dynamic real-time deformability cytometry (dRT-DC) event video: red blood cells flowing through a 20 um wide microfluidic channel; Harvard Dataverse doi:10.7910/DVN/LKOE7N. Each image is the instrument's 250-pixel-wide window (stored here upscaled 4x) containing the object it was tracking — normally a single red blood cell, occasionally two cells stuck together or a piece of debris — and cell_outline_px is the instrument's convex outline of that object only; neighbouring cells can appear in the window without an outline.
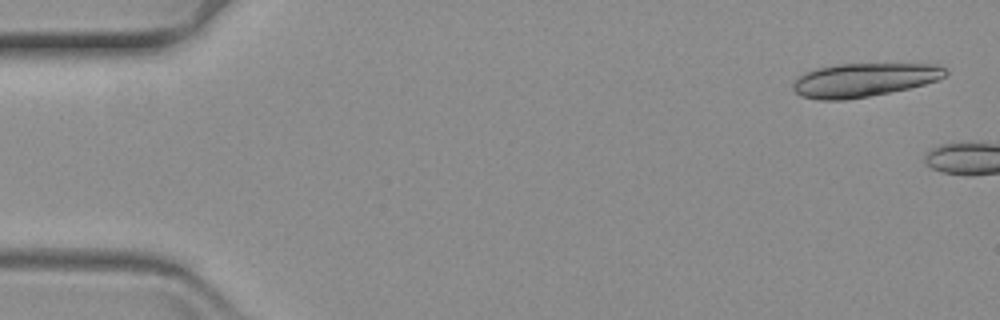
{"species": "common noctule bat (a hibernating species)", "species_latin": "Nyctalus noctula", "temperature_condition": "warm", "stored_images_in_passage": 17, "camera_frame_rate_fps": 3000, "um_per_image_px": 0.085, "animal": {"sex": "female", "body_mass_g": 19.3, "forearm_length_mm": 54.1}, "frame": {"image": 1, "passage_image": 2, "time_ms": 0.333, "image_size_px": [1000, 320], "cell_outline_px": [[948, 72], [944, 76], [936, 80], [924, 84], [908, 88], [868, 96], [844, 100], [816, 100], [800, 96], [792, 88], [792, 84], [804, 72], [816, 68], [836, 64], [936, 64], [944, 68]], "centroid_in_image_um": [73.38, 6.79], "position_along_channel_um": 11.6, "area_um2": 29.71}}